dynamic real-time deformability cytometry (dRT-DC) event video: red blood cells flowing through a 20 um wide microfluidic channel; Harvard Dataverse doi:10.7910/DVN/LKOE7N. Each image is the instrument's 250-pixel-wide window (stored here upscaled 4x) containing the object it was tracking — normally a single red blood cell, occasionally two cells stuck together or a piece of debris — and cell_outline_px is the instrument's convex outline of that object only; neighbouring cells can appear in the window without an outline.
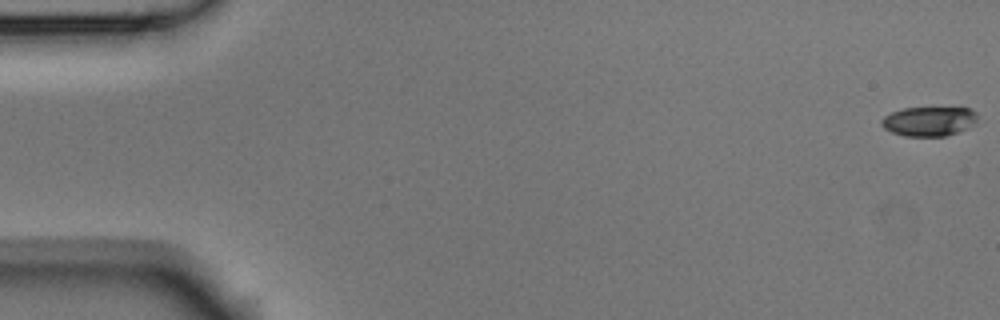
{"species": "Egyptian fruit bat (a non-hibernating species)", "species_latin": "Rousettus aegyptiacus", "temperature_condition": "room temperature", "stored_images_in_passage": 5, "camera_frame_rate_fps": 3000, "um_per_image_px": 0.085, "animal": {"sex": "male"}, "frame": {"image": 1, "passage_image": 1, "time_ms": 0.0, "image_size_px": [1000, 320], "cell_outline_px": [[976, 124], [960, 132], [944, 136], [904, 136], [892, 132], [884, 128], [880, 124], [880, 120], [884, 116], [892, 112], [904, 108], [972, 108], [976, 112]], "centroid_in_image_um": [78.98, 10.31], "position_along_channel_um": 6.0, "area_um2": 16.59}}